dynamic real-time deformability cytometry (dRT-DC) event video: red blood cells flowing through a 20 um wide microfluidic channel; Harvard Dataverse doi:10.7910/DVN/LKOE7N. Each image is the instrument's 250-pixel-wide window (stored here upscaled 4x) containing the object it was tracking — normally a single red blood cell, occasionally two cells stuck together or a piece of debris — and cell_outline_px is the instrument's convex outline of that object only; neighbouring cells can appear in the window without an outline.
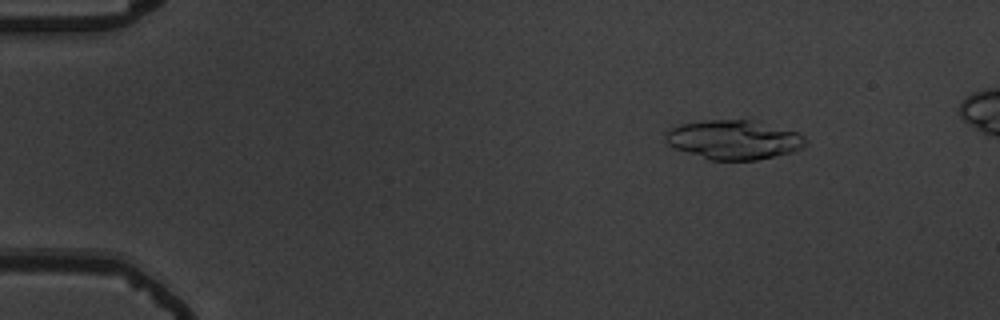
{"species": "common noctule bat (a hibernating species)", "species_latin": "Nyctalus noctula", "temperature_condition": "warm", "stored_images_in_passage": 49, "camera_frame_rate_fps": 3000, "um_per_image_px": 0.085, "animal": {"sex": "male", "body_mass_g": 19.5, "forearm_length_mm": 54.6}, "frame": {"image": 1, "passage_image": 1, "time_ms": 0.0, "image_size_px": [1000, 320], "cell_outline_px": [[808, 140], [800, 148], [792, 152], [756, 160], [708, 160], [676, 148], [668, 144], [664, 136], [672, 128], [680, 124], [704, 120], [752, 120], [796, 132], [804, 136]], "centroid_in_image_um": [62.36, 11.88], "position_along_channel_um": 22.6, "area_um2": 31.67}}